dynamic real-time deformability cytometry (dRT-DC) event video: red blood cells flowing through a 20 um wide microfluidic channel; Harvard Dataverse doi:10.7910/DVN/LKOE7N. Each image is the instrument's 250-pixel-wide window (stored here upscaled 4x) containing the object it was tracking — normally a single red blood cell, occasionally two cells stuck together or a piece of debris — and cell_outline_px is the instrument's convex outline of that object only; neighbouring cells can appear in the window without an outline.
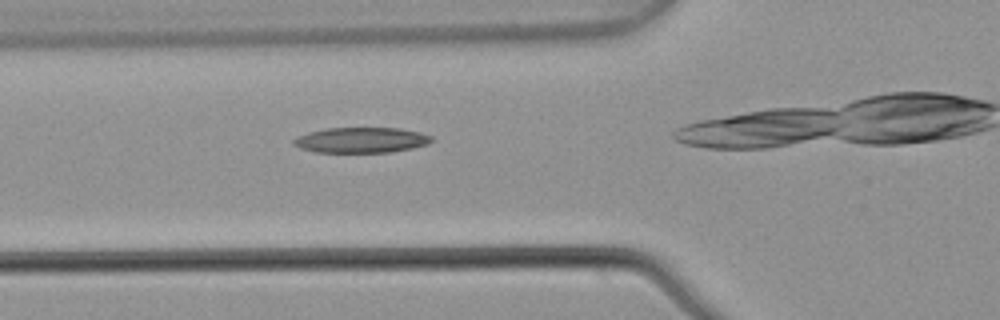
{"species": "common noctule bat (a hibernating species)", "species_latin": "Nyctalus noctula", "temperature_condition": "warm", "stored_images_in_passage": 6, "camera_frame_rate_fps": 3000, "um_per_image_px": 0.085, "animal": {"sex": "male", "body_mass_g": 21.5, "forearm_length_mm": 52.0}, "frame": {"image": 1, "passage_image": 2, "time_ms": 0.333, "image_size_px": [1000, 320], "cell_outline_px": [[432, 140], [428, 144], [412, 148], [392, 152], [316, 152], [300, 148], [292, 144], [292, 140], [296, 136], [308, 132], [324, 128], [400, 128], [420, 132], [432, 136]], "centroid_in_image_um": [30.68, 11.9], "position_along_channel_um": 95.1, "area_um2": 20.58}}